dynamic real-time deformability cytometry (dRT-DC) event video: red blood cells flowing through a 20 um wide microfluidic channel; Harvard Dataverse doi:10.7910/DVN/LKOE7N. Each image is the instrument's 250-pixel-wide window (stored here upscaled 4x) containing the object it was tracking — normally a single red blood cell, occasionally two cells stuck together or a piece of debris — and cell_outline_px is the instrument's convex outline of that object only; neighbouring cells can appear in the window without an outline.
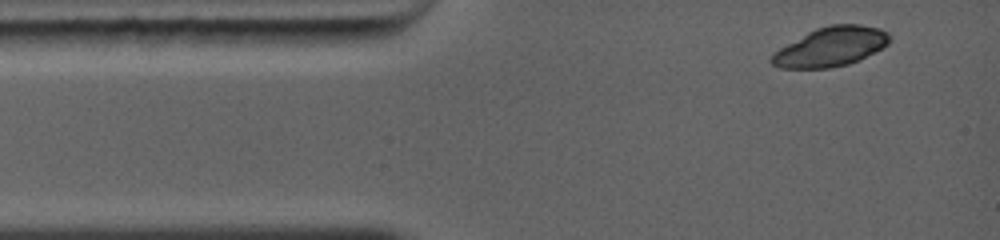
{"species": "common noctule bat (a hibernating species)", "species_latin": "Nyctalus noctula", "temperature_condition": "warm", "stored_images_in_passage": 3, "camera_frame_rate_fps": 5000, "um_per_image_px": 0.085, "animal": {"sex": "female", "body_mass_g": 19.0, "forearm_length_mm": 56.7}, "frame": {"image": 1, "passage_image": 1, "time_ms": 0.0, "image_size_px": [1000, 240], "cell_outline_px": [[892, 36], [888, 44], [860, 60], [848, 64], [828, 68], [780, 68], [772, 64], [768, 60], [772, 52], [808, 32], [816, 28], [828, 24], [860, 24], [880, 28], [888, 32]], "centroid_in_image_um": [70.61, 3.97], "position_along_channel_um": 14.4, "area_um2": 27.22}}